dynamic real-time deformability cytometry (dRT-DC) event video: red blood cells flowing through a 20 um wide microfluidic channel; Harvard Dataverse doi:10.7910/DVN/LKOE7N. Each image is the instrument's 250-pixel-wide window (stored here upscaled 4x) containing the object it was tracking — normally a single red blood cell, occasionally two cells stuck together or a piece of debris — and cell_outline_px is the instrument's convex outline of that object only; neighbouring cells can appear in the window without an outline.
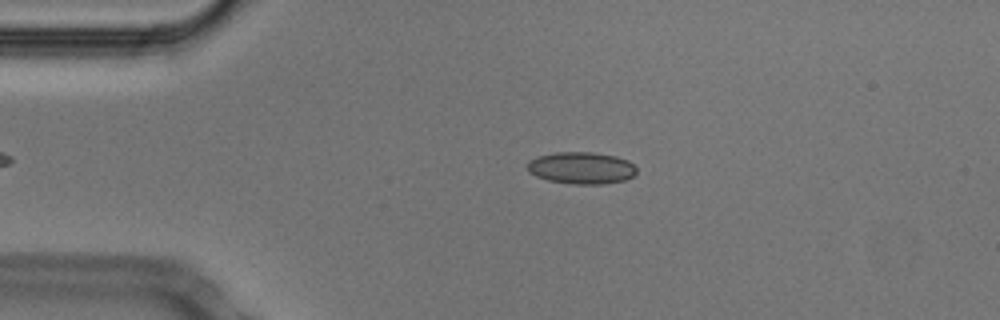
{"species": "Egyptian fruit bat (a non-hibernating species)", "species_latin": "Rousettus aegyptiacus", "temperature_condition": "cold", "stored_images_in_passage": 41, "camera_frame_rate_fps": 3000, "um_per_image_px": 0.085, "animal": {"sex": "male"}, "frame": {"image": 1, "passage_image": 5, "time_ms": 1.333, "image_size_px": [1000, 320], "cell_outline_px": [[636, 172], [632, 176], [624, 180], [604, 184], [572, 184], [548, 180], [536, 176], [528, 172], [528, 160], [536, 156], [556, 152], [592, 152], [616, 156], [628, 160], [636, 168]], "centroid_in_image_um": [49.39, 14.27], "position_along_channel_um": 35.6, "area_um2": 20.4}}
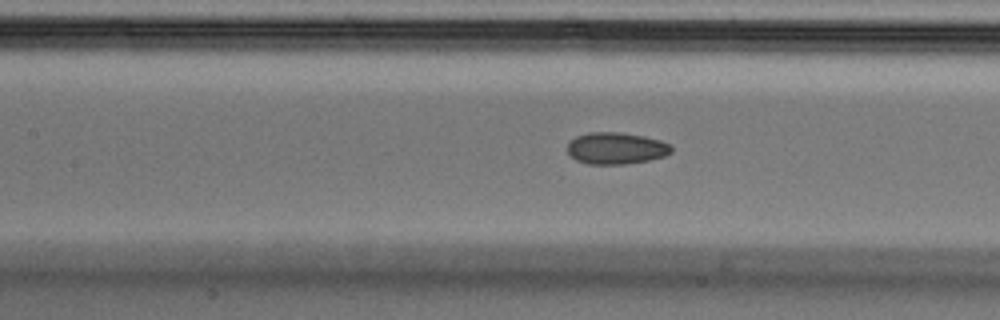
{"frame": {"image": 2, "passage_image": 17, "time_ms": 5.333, "image_size_px": [1000, 320], "cell_outline_px": [[672, 152], [664, 156], [648, 160], [624, 164], [588, 164], [576, 160], [568, 152], [568, 144], [576, 136], [588, 132], [620, 132], [644, 136], [660, 140], [672, 144]], "centroid_in_image_um": [52.39, 12.59], "position_along_channel_um": 155.0, "area_um2": 19.25}}
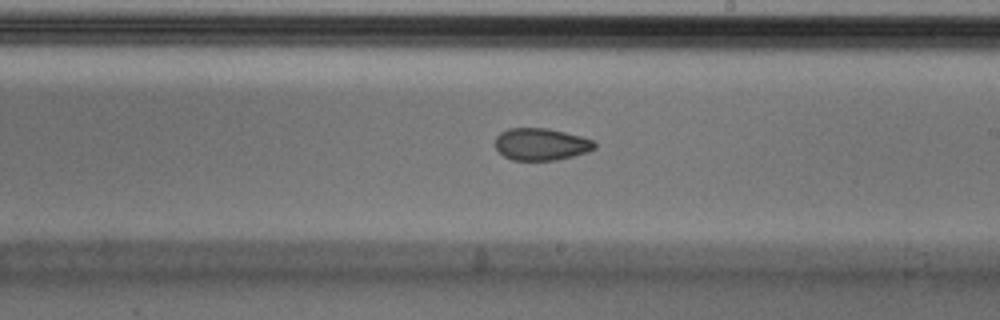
{"frame": {"image": 3, "passage_image": 24, "time_ms": 7.667, "image_size_px": [1000, 320], "cell_outline_px": [[596, 148], [588, 152], [556, 160], [512, 160], [504, 156], [496, 148], [496, 136], [500, 132], [508, 128], [548, 128], [580, 136], [592, 140], [596, 144]], "centroid_in_image_um": [45.99, 12.26], "position_along_channel_um": 243.0, "area_um2": 18.55}, "authors_computed_cell_mechanics": {"area_um2": 19.2474, "velocity_mm_per_s": 3.7783, "shape_relaxation_time_tau1_ms": null, "shape_relaxation_time_tau2_ms": 1.9945, "deformation_change_tau1": null, "deformation_change_tau2": 0.0641}}